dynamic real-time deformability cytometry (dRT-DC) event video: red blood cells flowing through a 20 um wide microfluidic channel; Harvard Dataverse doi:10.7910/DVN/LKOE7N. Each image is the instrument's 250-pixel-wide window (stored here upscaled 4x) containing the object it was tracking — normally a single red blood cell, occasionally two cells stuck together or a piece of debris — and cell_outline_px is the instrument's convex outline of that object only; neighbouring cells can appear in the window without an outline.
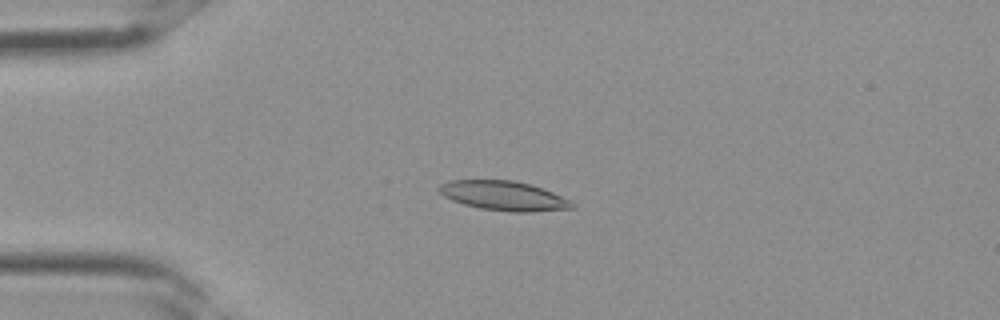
{"species": "Egyptian fruit bat (a non-hibernating species)", "species_latin": "Rousettus aegyptiacus", "temperature_condition": "room temperature", "stored_images_in_passage": 32, "camera_frame_rate_fps": 3000, "um_per_image_px": 0.085, "frame": {"image": 1, "passage_image": 6, "time_ms": 1.667, "image_size_px": [1000, 320], "cell_outline_px": [[576, 208], [532, 212], [508, 212], [480, 208], [464, 204], [452, 200], [444, 196], [436, 188], [440, 184], [452, 180], [512, 180], [532, 184], [572, 200], [576, 204]], "centroid_in_image_um": [42.86, 16.65], "position_along_channel_um": 42.1, "area_um2": 23.06}}
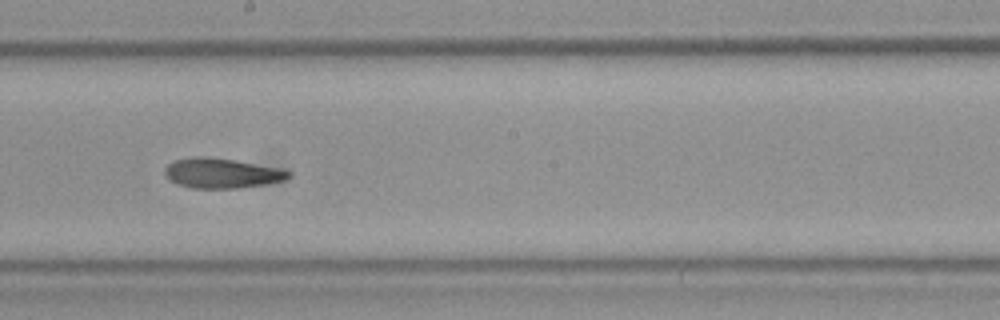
{"frame": {"image": 2, "passage_image": 17, "time_ms": 5.333, "image_size_px": [1000, 320], "cell_outline_px": [[292, 172], [284, 180], [264, 184], [240, 188], [192, 188], [176, 184], [168, 180], [164, 176], [164, 168], [168, 164], [176, 160], [192, 156], [204, 156], [236, 160], [276, 168]], "centroid_in_image_um": [18.76, 14.72], "position_along_channel_um": 229.4, "area_um2": 21.56}}
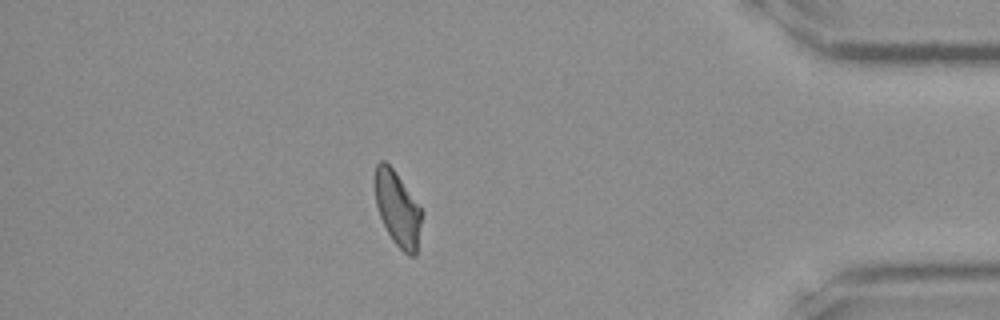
{"frame": {"image": 3, "passage_image": 28, "time_ms": 9.0, "image_size_px": [1000, 320], "cell_outline_px": [[424, 212], [416, 256], [408, 256], [392, 240], [380, 216], [376, 204], [376, 164], [380, 160], [384, 160], [396, 172]], "centroid_in_image_um": [33.84, 17.78], "position_along_channel_um": 401.4, "area_um2": 20.29}}